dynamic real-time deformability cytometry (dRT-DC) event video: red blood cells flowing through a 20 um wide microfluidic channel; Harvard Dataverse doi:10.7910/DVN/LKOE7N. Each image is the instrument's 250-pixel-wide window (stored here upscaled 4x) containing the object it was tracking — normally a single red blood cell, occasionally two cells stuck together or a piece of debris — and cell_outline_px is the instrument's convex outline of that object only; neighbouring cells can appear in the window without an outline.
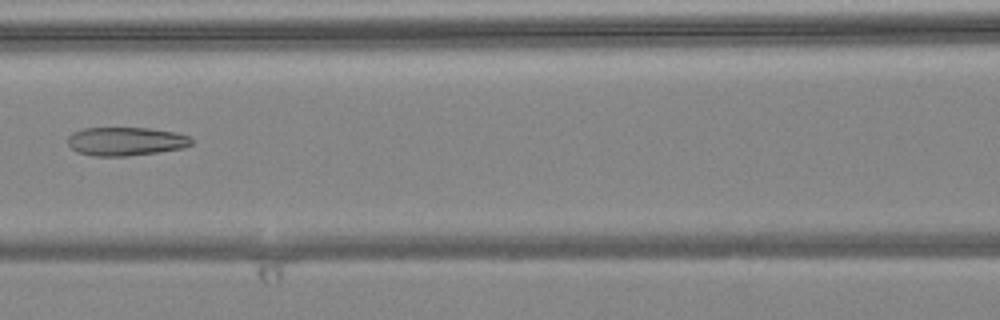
{"species": "common noctule bat (a hibernating species)", "species_latin": "Nyctalus noctula", "temperature_condition": "warm", "stored_images_in_passage": 3, "camera_frame_rate_fps": 3000, "um_per_image_px": 0.085, "animal": {"sex": "female", "body_mass_g": 24.6, "forearm_length_mm": 56.2}, "frame": {"image": 1, "passage_image": 3, "time_ms": 0.667, "image_size_px": [1000, 320], "cell_outline_px": [[192, 144], [184, 148], [128, 156], [96, 156], [76, 152], [68, 144], [68, 136], [72, 132], [84, 128], [148, 128], [176, 132], [188, 136], [192, 140]], "centroid_in_image_um": [10.68, 12.01], "position_along_channel_um": 155.9, "area_um2": 20.58}}